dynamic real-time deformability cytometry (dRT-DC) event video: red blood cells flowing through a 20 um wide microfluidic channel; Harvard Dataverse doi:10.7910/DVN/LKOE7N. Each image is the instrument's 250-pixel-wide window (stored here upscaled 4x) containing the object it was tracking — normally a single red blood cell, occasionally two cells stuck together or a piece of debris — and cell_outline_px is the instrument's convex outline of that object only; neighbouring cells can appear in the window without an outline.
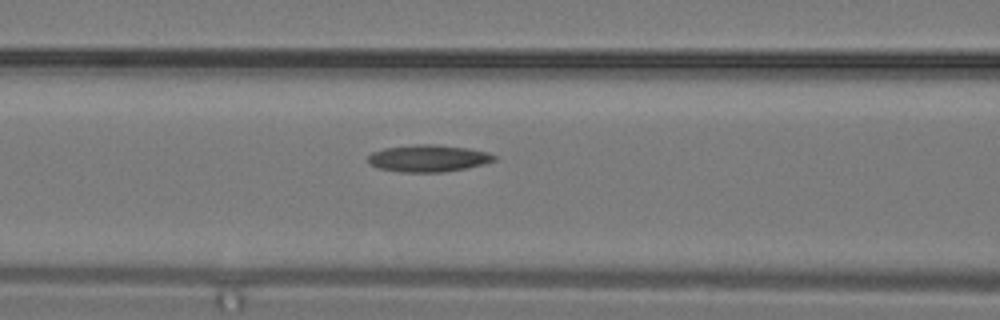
{"species": "common noctule bat (a hibernating species)", "species_latin": "Nyctalus noctula", "temperature_condition": "warm", "stored_images_in_passage": 16, "segment_of_instrument_passage": [1, 2], "camera_frame_rate_fps": 3000, "um_per_image_px": 0.085, "animal": {"sex": "male", "body_mass_g": 19.2, "forearm_length_mm": 51.8}, "frame": {"image": 1, "passage_image": 10, "time_ms": 3.0, "image_size_px": [1000, 320], "cell_outline_px": [[496, 160], [484, 164], [468, 168], [444, 172], [400, 172], [376, 168], [368, 164], [368, 156], [372, 152], [384, 148], [416, 144], [432, 144], [468, 148], [488, 152], [496, 156]], "centroid_in_image_um": [36.39, 13.46], "position_along_channel_um": 130.2, "area_um2": 20.06}}
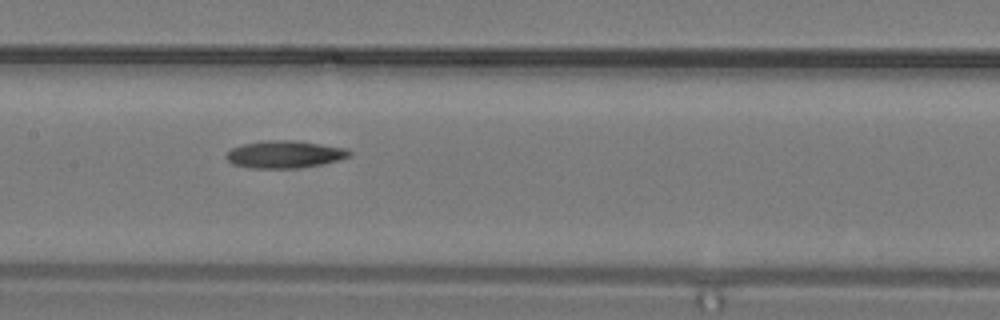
{"frame": {"image": 2, "passage_image": 12, "time_ms": 3.667, "image_size_px": [1000, 320], "cell_outline_px": [[352, 152], [348, 156], [340, 160], [300, 168], [248, 168], [232, 164], [224, 156], [232, 148], [244, 144], [268, 140], [292, 140], [348, 148]], "centroid_in_image_um": [24.19, 13.12], "position_along_channel_um": 183.2, "area_um2": 19.59}}
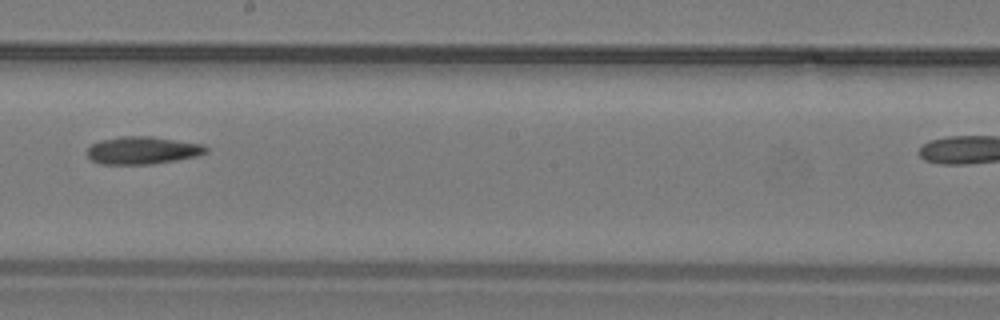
{"frame": {"image": 3, "passage_image": 14, "time_ms": 4.333, "image_size_px": [1000, 320], "cell_outline_px": [[208, 152], [196, 156], [176, 160], [152, 164], [100, 164], [92, 160], [88, 156], [88, 148], [92, 144], [100, 140], [120, 136], [152, 136], [204, 144], [208, 148]], "centroid_in_image_um": [12.14, 12.77], "position_along_channel_um": 236.1, "area_um2": 19.19}}